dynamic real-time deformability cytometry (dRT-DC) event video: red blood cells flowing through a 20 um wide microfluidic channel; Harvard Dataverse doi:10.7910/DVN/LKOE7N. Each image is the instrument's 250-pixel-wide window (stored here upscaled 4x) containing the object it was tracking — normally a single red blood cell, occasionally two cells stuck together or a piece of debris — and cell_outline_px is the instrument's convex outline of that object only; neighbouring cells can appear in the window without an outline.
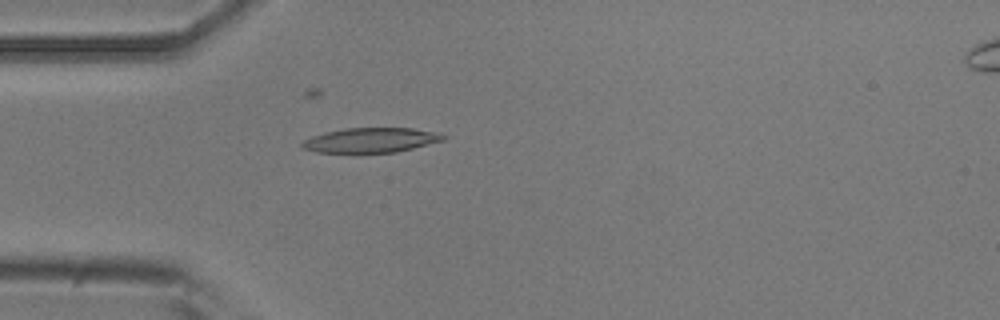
{"species": "common noctule bat (a hibernating species)", "species_latin": "Nyctalus noctula", "temperature_condition": "room temperature", "stored_images_in_passage": 4, "camera_frame_rate_fps": 3000, "um_per_image_px": 0.085, "animal": {"sex": "male", "body_mass_g": 20.5, "forearm_length_mm": 52.5}, "frame": {"image": 1, "passage_image": 4, "time_ms": 1.0, "image_size_px": [1000, 320], "cell_outline_px": [[448, 136], [444, 140], [396, 152], [316, 152], [300, 148], [300, 144], [304, 140], [312, 136], [324, 132], [344, 128], [412, 128], [440, 132]], "centroid_in_image_um": [31.53, 11.9], "position_along_channel_um": 53.5, "area_um2": 20.4}}